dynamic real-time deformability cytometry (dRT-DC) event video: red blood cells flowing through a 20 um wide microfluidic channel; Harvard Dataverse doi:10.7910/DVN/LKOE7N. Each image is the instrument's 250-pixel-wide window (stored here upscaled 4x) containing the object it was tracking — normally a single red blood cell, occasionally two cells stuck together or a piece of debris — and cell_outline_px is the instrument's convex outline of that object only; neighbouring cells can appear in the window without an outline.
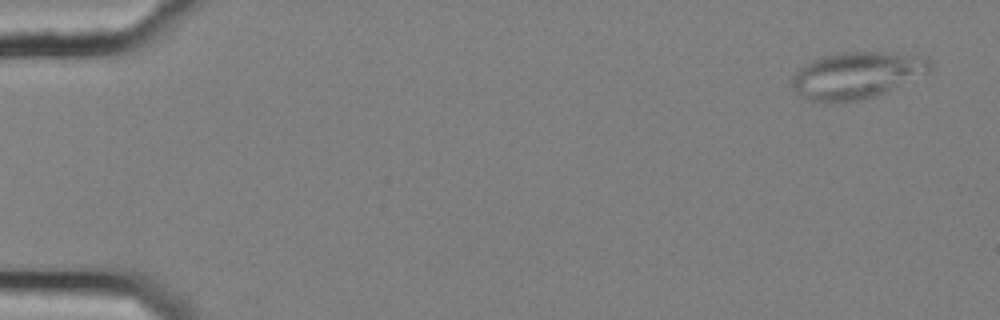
{"species": "common noctule bat (a hibernating species)", "species_latin": "Nyctalus noctula", "temperature_condition": "cold", "stored_images_in_passage": 56, "segment_of_instrument_passage": [1, 2], "camera_frame_rate_fps": 3000, "um_per_image_px": 0.085, "animal": {"sex": "female", "body_mass_g": 25.1}, "frame": {"image": 1, "passage_image": 3, "time_ms": 0.667, "image_size_px": [1000, 320], "cell_outline_px": [[932, 68], [928, 72], [876, 96], [860, 100], [804, 100], [792, 88], [792, 76], [796, 68], [820, 56], [844, 52], [896, 52], [928, 56], [932, 60]], "centroid_in_image_um": [72.83, 6.35], "position_along_channel_um": 12.2, "area_um2": 37.63}}